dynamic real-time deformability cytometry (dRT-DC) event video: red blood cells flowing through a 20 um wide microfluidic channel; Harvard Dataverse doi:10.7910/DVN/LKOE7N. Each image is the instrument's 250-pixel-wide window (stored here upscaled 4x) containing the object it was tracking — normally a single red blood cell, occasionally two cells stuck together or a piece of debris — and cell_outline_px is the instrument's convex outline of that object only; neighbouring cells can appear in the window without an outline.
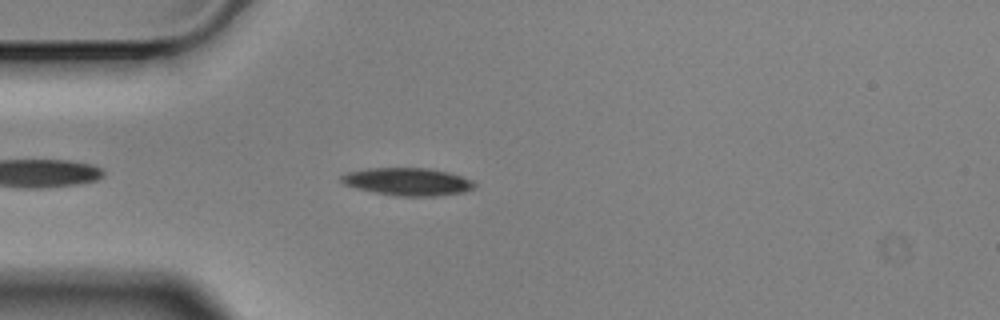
{"species": "Egyptian fruit bat (a non-hibernating species)", "species_latin": "Rousettus aegyptiacus", "temperature_condition": "cold", "stored_images_in_passage": 23, "camera_frame_rate_fps": 3000, "um_per_image_px": 0.085, "animal": {"sex": "male"}, "frame": {"image": 1, "passage_image": 5, "time_ms": 1.333, "image_size_px": [1000, 320], "cell_outline_px": [[476, 188], [464, 192], [436, 196], [396, 196], [356, 188], [344, 184], [340, 180], [340, 176], [348, 172], [368, 168], [428, 168], [448, 172], [472, 180], [476, 184]], "centroid_in_image_um": [34.67, 15.44], "position_along_channel_um": 50.3, "area_um2": 21.44}}
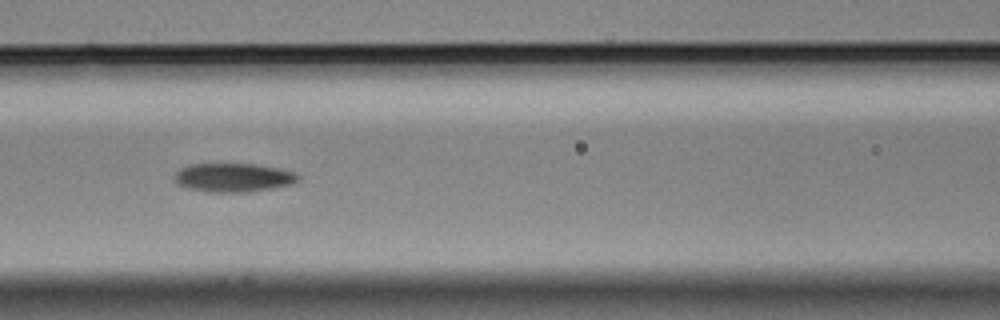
{"frame": {"image": 2, "passage_image": 14, "time_ms": 4.333, "image_size_px": [1000, 320], "cell_outline_px": [[300, 176], [292, 184], [276, 188], [248, 192], [208, 192], [188, 188], [180, 184], [176, 180], [176, 172], [180, 168], [188, 164], [256, 164], [280, 168], [296, 172]], "centroid_in_image_um": [19.89, 15.09], "position_along_channel_um": 146.7, "area_um2": 20.75}}
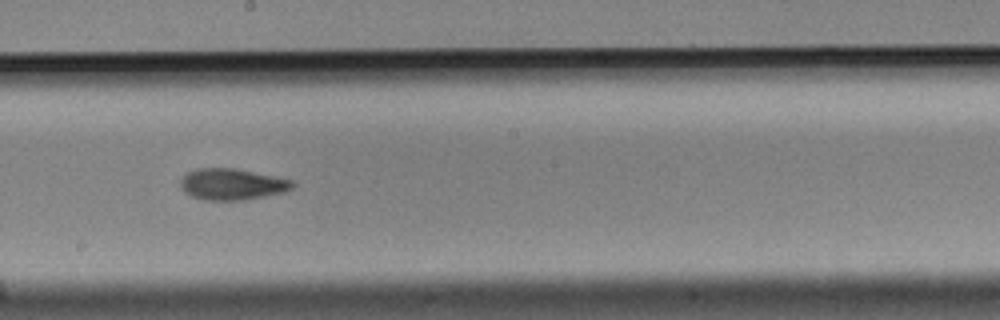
{"frame": {"image": 3, "passage_image": 21, "time_ms": 6.667, "image_size_px": [1000, 320], "cell_outline_px": [[296, 184], [292, 188], [284, 192], [244, 200], [204, 200], [192, 196], [184, 192], [180, 188], [180, 180], [188, 172], [196, 168], [232, 168], [292, 180]], "centroid_in_image_um": [19.69, 15.67], "position_along_channel_um": 228.5, "area_um2": 20.29}}